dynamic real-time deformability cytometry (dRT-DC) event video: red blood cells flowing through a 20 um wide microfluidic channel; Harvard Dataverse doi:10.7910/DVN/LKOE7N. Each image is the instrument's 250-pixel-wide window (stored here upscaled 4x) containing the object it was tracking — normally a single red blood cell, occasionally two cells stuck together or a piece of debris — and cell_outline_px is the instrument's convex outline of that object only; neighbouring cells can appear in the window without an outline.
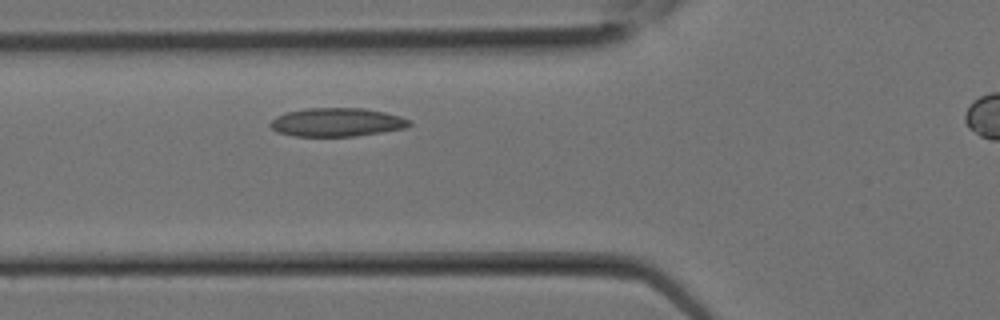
{"species": "Egyptian fruit bat (a non-hibernating species)", "species_latin": "Rousettus aegyptiacus", "temperature_condition": "room temperature", "stored_images_in_passage": 8, "segment_of_instrument_passage": [1, 2], "camera_frame_rate_fps": 3000, "um_per_image_px": 0.085, "animal": {"sex": "female"}, "frame": {"image": 1, "passage_image": 7, "time_ms": 2.0, "image_size_px": [1000, 320], "cell_outline_px": [[412, 124], [404, 128], [356, 136], [296, 136], [276, 132], [268, 124], [276, 116], [288, 112], [308, 108], [364, 108], [384, 112], [400, 116], [412, 120]], "centroid_in_image_um": [28.64, 10.39], "position_along_channel_um": 97.2, "area_um2": 23.06}}